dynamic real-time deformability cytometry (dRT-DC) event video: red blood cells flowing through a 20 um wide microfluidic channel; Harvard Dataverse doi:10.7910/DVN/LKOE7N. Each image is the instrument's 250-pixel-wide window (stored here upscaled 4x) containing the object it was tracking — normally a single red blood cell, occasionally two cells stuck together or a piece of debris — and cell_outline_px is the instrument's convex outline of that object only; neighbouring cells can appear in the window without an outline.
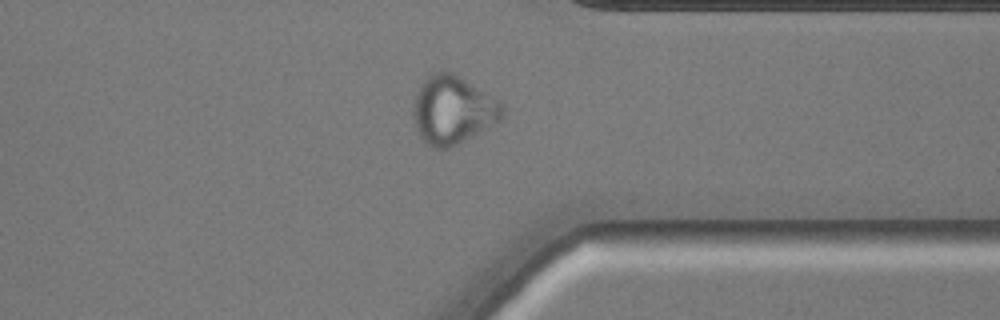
{"species": "common noctule bat (a hibernating species)", "species_latin": "Nyctalus noctula", "temperature_condition": "warm", "stored_images_in_passage": 32, "camera_frame_rate_fps": 3000, "um_per_image_px": 0.085, "animal": {"sex": "male", "body_mass_g": 20.5, "forearm_length_mm": 52.5}, "frame": {"image": 1, "passage_image": 28, "time_ms": 9.0, "image_size_px": [1000, 320], "cell_outline_px": [[504, 116], [500, 120], [464, 140], [448, 148], [432, 148], [420, 136], [416, 128], [412, 116], [412, 108], [416, 92], [420, 84], [428, 76], [436, 72], [452, 72], [500, 100], [504, 104]], "centroid_in_image_um": [38.48, 9.34], "position_along_channel_um": 372.9, "area_um2": 35.2}}